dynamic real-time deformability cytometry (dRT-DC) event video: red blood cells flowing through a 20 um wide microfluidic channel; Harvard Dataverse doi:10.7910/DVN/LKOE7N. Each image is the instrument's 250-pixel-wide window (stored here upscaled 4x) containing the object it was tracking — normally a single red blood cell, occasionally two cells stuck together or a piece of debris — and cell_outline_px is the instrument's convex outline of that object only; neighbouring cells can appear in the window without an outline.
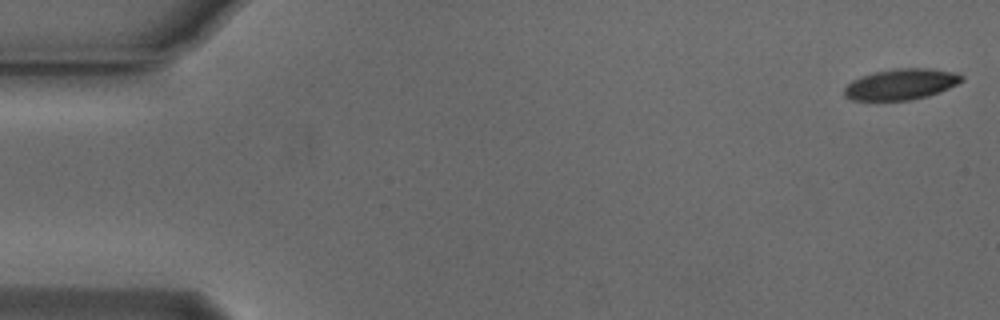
{"species": "Egyptian fruit bat (a non-hibernating species)", "species_latin": "Rousettus aegyptiacus", "temperature_condition": "cold", "stored_images_in_passage": 19, "camera_frame_rate_fps": 3000, "um_per_image_px": 0.085, "animal": {"sex": "male"}, "frame": {"image": 1, "passage_image": 1, "time_ms": 0.0, "image_size_px": [1000, 320], "cell_outline_px": [[964, 80], [940, 92], [928, 96], [908, 100], [852, 100], [844, 96], [844, 88], [852, 80], [860, 76], [892, 68], [932, 68], [956, 72], [964, 76]], "centroid_in_image_um": [76.6, 7.15], "position_along_channel_um": 8.4, "area_um2": 21.27}}
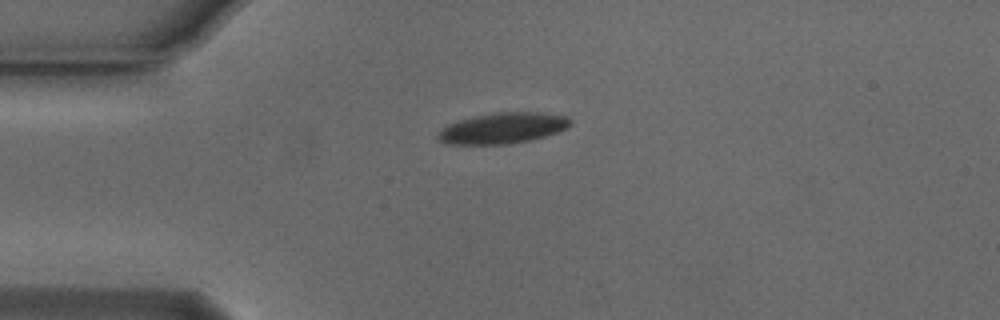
{"frame": {"image": 2, "passage_image": 13, "time_ms": 4.0, "image_size_px": [1000, 320], "cell_outline_px": [[572, 124], [568, 128], [544, 136], [528, 140], [508, 144], [444, 144], [436, 140], [436, 132], [440, 128], [448, 124], [460, 120], [476, 116], [496, 112], [540, 112], [568, 116], [572, 120]], "centroid_in_image_um": [42.7, 10.89], "position_along_channel_um": 42.3, "area_um2": 23.99}}
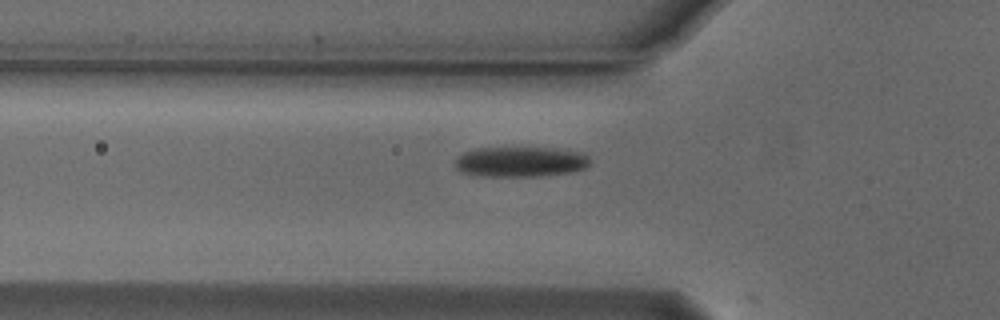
{"frame": {"image": 3, "passage_image": 18, "time_ms": 5.667, "image_size_px": [1000, 320], "cell_outline_px": [[592, 160], [584, 168], [572, 172], [540, 176], [484, 176], [460, 172], [452, 164], [456, 156], [464, 152], [476, 148], [552, 148], [584, 152]], "centroid_in_image_um": [44.21, 13.75], "position_along_channel_um": 81.6, "area_um2": 24.04}}